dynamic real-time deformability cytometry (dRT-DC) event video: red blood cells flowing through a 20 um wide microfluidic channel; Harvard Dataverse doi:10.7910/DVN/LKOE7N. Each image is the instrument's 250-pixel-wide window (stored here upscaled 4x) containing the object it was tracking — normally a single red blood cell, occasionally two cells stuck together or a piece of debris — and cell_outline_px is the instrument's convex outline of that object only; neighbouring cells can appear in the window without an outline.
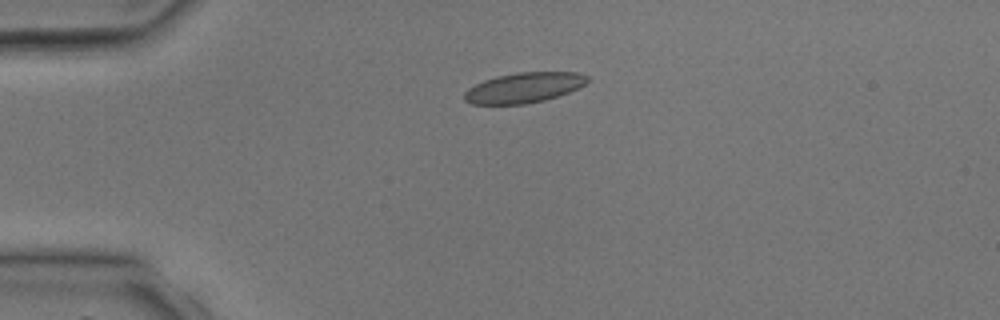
{"species": "common noctule bat (a hibernating species)", "species_latin": "Nyctalus noctula", "temperature_condition": "room temperature", "stored_images_in_passage": 3, "camera_frame_rate_fps": 3000, "um_per_image_px": 0.085, "animal": {"sex": "male", "body_mass_g": 17.9, "forearm_length_mm": 54.2}, "frame": {"image": 1, "passage_image": 3, "time_ms": 2.333, "image_size_px": [1000, 320], "cell_outline_px": [[592, 80], [568, 92], [544, 100], [524, 104], [472, 104], [464, 100], [464, 92], [468, 88], [484, 80], [496, 76], [516, 72], [576, 72], [588, 76]], "centroid_in_image_um": [44.52, 7.44], "position_along_channel_um": 40.5, "area_um2": 21.62}}